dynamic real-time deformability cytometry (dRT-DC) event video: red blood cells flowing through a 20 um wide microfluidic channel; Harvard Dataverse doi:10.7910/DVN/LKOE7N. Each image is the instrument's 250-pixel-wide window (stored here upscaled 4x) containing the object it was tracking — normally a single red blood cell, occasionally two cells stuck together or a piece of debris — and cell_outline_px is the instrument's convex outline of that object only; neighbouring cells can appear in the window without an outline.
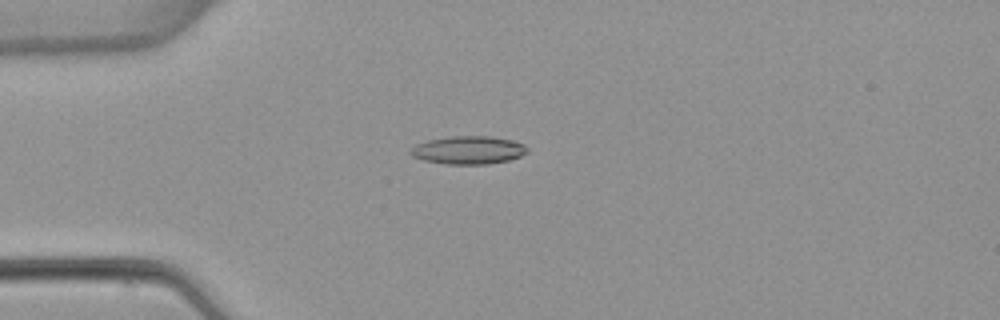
{"species": "common noctule bat (a hibernating species)", "species_latin": "Nyctalus noctula", "temperature_condition": "warm", "stored_images_in_passage": 3, "camera_frame_rate_fps": 3000, "um_per_image_px": 0.085, "animal": {"sex": "female", "body_mass_g": 22.7, "forearm_length_mm": 54.2}, "frame": {"image": 1, "passage_image": 1, "time_ms": 0.0, "image_size_px": [1000, 320], "cell_outline_px": [[528, 152], [520, 156], [508, 160], [488, 164], [444, 164], [424, 160], [412, 156], [408, 152], [416, 144], [428, 140], [448, 136], [492, 136], [512, 140], [524, 144], [528, 148]], "centroid_in_image_um": [39.81, 12.75], "position_along_channel_um": 45.2, "area_um2": 19.19}}
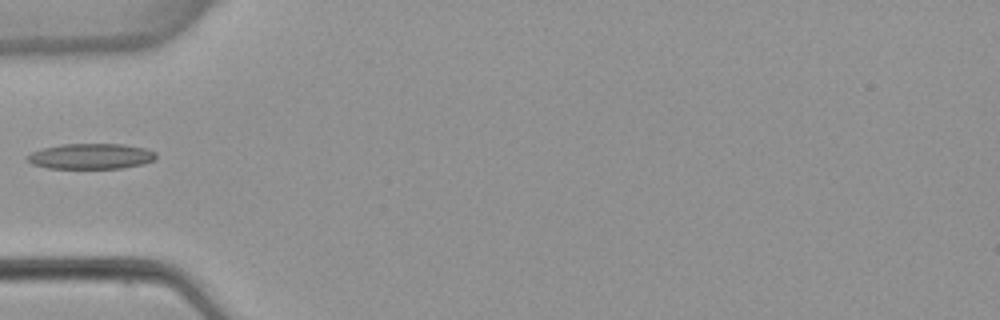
{"frame": {"image": 2, "passage_image": 2, "time_ms": 1.333, "image_size_px": [1000, 320], "cell_outline_px": [[156, 160], [144, 164], [120, 168], [48, 168], [32, 164], [24, 160], [32, 152], [44, 148], [60, 144], [124, 144], [144, 148], [156, 152]], "centroid_in_image_um": [7.74, 13.28], "position_along_channel_um": 77.3, "area_um2": 19.19}}
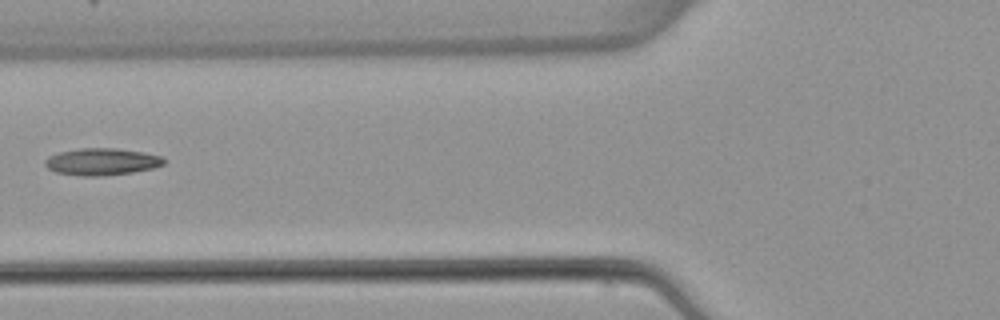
{"frame": {"image": 3, "passage_image": 3, "time_ms": 2.333, "image_size_px": [1000, 320], "cell_outline_px": [[164, 164], [152, 168], [132, 172], [104, 176], [84, 176], [56, 172], [48, 168], [44, 164], [44, 160], [48, 156], [60, 152], [80, 148], [116, 148], [144, 152], [160, 156], [164, 160]], "centroid_in_image_um": [8.62, 13.74], "position_along_channel_um": 117.2, "area_um2": 18.61}}